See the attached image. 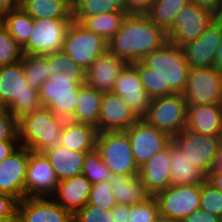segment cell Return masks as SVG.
<instances>
[{
  "mask_svg": "<svg viewBox=\"0 0 222 222\" xmlns=\"http://www.w3.org/2000/svg\"><path fill=\"white\" fill-rule=\"evenodd\" d=\"M133 64L137 67L143 87L151 98L184 92L190 65L182 47L168 41Z\"/></svg>",
  "mask_w": 222,
  "mask_h": 222,
  "instance_id": "obj_1",
  "label": "cell"
},
{
  "mask_svg": "<svg viewBox=\"0 0 222 222\" xmlns=\"http://www.w3.org/2000/svg\"><path fill=\"white\" fill-rule=\"evenodd\" d=\"M167 42V33L147 14H127L119 31L108 41L107 50L133 64Z\"/></svg>",
  "mask_w": 222,
  "mask_h": 222,
  "instance_id": "obj_2",
  "label": "cell"
},
{
  "mask_svg": "<svg viewBox=\"0 0 222 222\" xmlns=\"http://www.w3.org/2000/svg\"><path fill=\"white\" fill-rule=\"evenodd\" d=\"M0 105L16 120L42 107L39 90L26 81L21 61L0 67Z\"/></svg>",
  "mask_w": 222,
  "mask_h": 222,
  "instance_id": "obj_3",
  "label": "cell"
},
{
  "mask_svg": "<svg viewBox=\"0 0 222 222\" xmlns=\"http://www.w3.org/2000/svg\"><path fill=\"white\" fill-rule=\"evenodd\" d=\"M64 121L46 107L22 116L17 120L20 146L41 153L57 146Z\"/></svg>",
  "mask_w": 222,
  "mask_h": 222,
  "instance_id": "obj_4",
  "label": "cell"
},
{
  "mask_svg": "<svg viewBox=\"0 0 222 222\" xmlns=\"http://www.w3.org/2000/svg\"><path fill=\"white\" fill-rule=\"evenodd\" d=\"M95 150L112 175H138L139 167L125 131L98 132Z\"/></svg>",
  "mask_w": 222,
  "mask_h": 222,
  "instance_id": "obj_5",
  "label": "cell"
},
{
  "mask_svg": "<svg viewBox=\"0 0 222 222\" xmlns=\"http://www.w3.org/2000/svg\"><path fill=\"white\" fill-rule=\"evenodd\" d=\"M85 82H74V76L55 74L41 85L39 100L42 107L48 108L54 115L70 120L75 113L79 85Z\"/></svg>",
  "mask_w": 222,
  "mask_h": 222,
  "instance_id": "obj_6",
  "label": "cell"
},
{
  "mask_svg": "<svg viewBox=\"0 0 222 222\" xmlns=\"http://www.w3.org/2000/svg\"><path fill=\"white\" fill-rule=\"evenodd\" d=\"M107 45L100 35L73 19L65 33L63 52L86 71L107 51Z\"/></svg>",
  "mask_w": 222,
  "mask_h": 222,
  "instance_id": "obj_7",
  "label": "cell"
},
{
  "mask_svg": "<svg viewBox=\"0 0 222 222\" xmlns=\"http://www.w3.org/2000/svg\"><path fill=\"white\" fill-rule=\"evenodd\" d=\"M188 106L183 94L152 98L151 106L144 118L154 128L174 138L187 125Z\"/></svg>",
  "mask_w": 222,
  "mask_h": 222,
  "instance_id": "obj_8",
  "label": "cell"
},
{
  "mask_svg": "<svg viewBox=\"0 0 222 222\" xmlns=\"http://www.w3.org/2000/svg\"><path fill=\"white\" fill-rule=\"evenodd\" d=\"M216 18L209 10L189 2L180 10L172 27L166 32L167 39L182 47L197 40Z\"/></svg>",
  "mask_w": 222,
  "mask_h": 222,
  "instance_id": "obj_9",
  "label": "cell"
},
{
  "mask_svg": "<svg viewBox=\"0 0 222 222\" xmlns=\"http://www.w3.org/2000/svg\"><path fill=\"white\" fill-rule=\"evenodd\" d=\"M173 141L180 146L193 165L208 175L214 168L222 137L205 136L185 127Z\"/></svg>",
  "mask_w": 222,
  "mask_h": 222,
  "instance_id": "obj_10",
  "label": "cell"
},
{
  "mask_svg": "<svg viewBox=\"0 0 222 222\" xmlns=\"http://www.w3.org/2000/svg\"><path fill=\"white\" fill-rule=\"evenodd\" d=\"M182 94L187 106L219 104L222 97V72L214 67L190 68Z\"/></svg>",
  "mask_w": 222,
  "mask_h": 222,
  "instance_id": "obj_11",
  "label": "cell"
},
{
  "mask_svg": "<svg viewBox=\"0 0 222 222\" xmlns=\"http://www.w3.org/2000/svg\"><path fill=\"white\" fill-rule=\"evenodd\" d=\"M73 19H33V32L22 48L23 54L46 55L63 51L64 37Z\"/></svg>",
  "mask_w": 222,
  "mask_h": 222,
  "instance_id": "obj_12",
  "label": "cell"
},
{
  "mask_svg": "<svg viewBox=\"0 0 222 222\" xmlns=\"http://www.w3.org/2000/svg\"><path fill=\"white\" fill-rule=\"evenodd\" d=\"M154 197L159 213L182 221L200 208V184L168 186Z\"/></svg>",
  "mask_w": 222,
  "mask_h": 222,
  "instance_id": "obj_13",
  "label": "cell"
},
{
  "mask_svg": "<svg viewBox=\"0 0 222 222\" xmlns=\"http://www.w3.org/2000/svg\"><path fill=\"white\" fill-rule=\"evenodd\" d=\"M134 159L142 166L155 153L165 149L173 140L167 133L154 128L145 119H139L126 129Z\"/></svg>",
  "mask_w": 222,
  "mask_h": 222,
  "instance_id": "obj_14",
  "label": "cell"
},
{
  "mask_svg": "<svg viewBox=\"0 0 222 222\" xmlns=\"http://www.w3.org/2000/svg\"><path fill=\"white\" fill-rule=\"evenodd\" d=\"M111 92L119 95L138 119L147 116L152 98L144 89L139 71L134 64L127 63L121 70Z\"/></svg>",
  "mask_w": 222,
  "mask_h": 222,
  "instance_id": "obj_15",
  "label": "cell"
},
{
  "mask_svg": "<svg viewBox=\"0 0 222 222\" xmlns=\"http://www.w3.org/2000/svg\"><path fill=\"white\" fill-rule=\"evenodd\" d=\"M59 181L44 153L29 150L25 197H52Z\"/></svg>",
  "mask_w": 222,
  "mask_h": 222,
  "instance_id": "obj_16",
  "label": "cell"
},
{
  "mask_svg": "<svg viewBox=\"0 0 222 222\" xmlns=\"http://www.w3.org/2000/svg\"><path fill=\"white\" fill-rule=\"evenodd\" d=\"M28 161L29 149L23 146L0 161V193L8 194L17 201L25 198Z\"/></svg>",
  "mask_w": 222,
  "mask_h": 222,
  "instance_id": "obj_17",
  "label": "cell"
},
{
  "mask_svg": "<svg viewBox=\"0 0 222 222\" xmlns=\"http://www.w3.org/2000/svg\"><path fill=\"white\" fill-rule=\"evenodd\" d=\"M19 222H74V214L52 197H25L17 202Z\"/></svg>",
  "mask_w": 222,
  "mask_h": 222,
  "instance_id": "obj_18",
  "label": "cell"
},
{
  "mask_svg": "<svg viewBox=\"0 0 222 222\" xmlns=\"http://www.w3.org/2000/svg\"><path fill=\"white\" fill-rule=\"evenodd\" d=\"M220 40L221 17H217L197 40L182 46L190 68L213 67Z\"/></svg>",
  "mask_w": 222,
  "mask_h": 222,
  "instance_id": "obj_19",
  "label": "cell"
},
{
  "mask_svg": "<svg viewBox=\"0 0 222 222\" xmlns=\"http://www.w3.org/2000/svg\"><path fill=\"white\" fill-rule=\"evenodd\" d=\"M138 120L119 95L112 92L103 93L98 132L125 131Z\"/></svg>",
  "mask_w": 222,
  "mask_h": 222,
  "instance_id": "obj_20",
  "label": "cell"
},
{
  "mask_svg": "<svg viewBox=\"0 0 222 222\" xmlns=\"http://www.w3.org/2000/svg\"><path fill=\"white\" fill-rule=\"evenodd\" d=\"M126 64L107 50L86 70L85 84L102 93L111 92L118 74Z\"/></svg>",
  "mask_w": 222,
  "mask_h": 222,
  "instance_id": "obj_21",
  "label": "cell"
},
{
  "mask_svg": "<svg viewBox=\"0 0 222 222\" xmlns=\"http://www.w3.org/2000/svg\"><path fill=\"white\" fill-rule=\"evenodd\" d=\"M170 143L139 167L138 176L151 196L170 186Z\"/></svg>",
  "mask_w": 222,
  "mask_h": 222,
  "instance_id": "obj_22",
  "label": "cell"
},
{
  "mask_svg": "<svg viewBox=\"0 0 222 222\" xmlns=\"http://www.w3.org/2000/svg\"><path fill=\"white\" fill-rule=\"evenodd\" d=\"M92 183L83 175H77L58 183L52 198L64 209L75 214L89 198Z\"/></svg>",
  "mask_w": 222,
  "mask_h": 222,
  "instance_id": "obj_23",
  "label": "cell"
},
{
  "mask_svg": "<svg viewBox=\"0 0 222 222\" xmlns=\"http://www.w3.org/2000/svg\"><path fill=\"white\" fill-rule=\"evenodd\" d=\"M186 128L205 136L222 137L220 104L188 106Z\"/></svg>",
  "mask_w": 222,
  "mask_h": 222,
  "instance_id": "obj_24",
  "label": "cell"
},
{
  "mask_svg": "<svg viewBox=\"0 0 222 222\" xmlns=\"http://www.w3.org/2000/svg\"><path fill=\"white\" fill-rule=\"evenodd\" d=\"M91 151H73L57 145L45 150L43 153L49 159L58 181L72 178L82 174L85 156Z\"/></svg>",
  "mask_w": 222,
  "mask_h": 222,
  "instance_id": "obj_25",
  "label": "cell"
},
{
  "mask_svg": "<svg viewBox=\"0 0 222 222\" xmlns=\"http://www.w3.org/2000/svg\"><path fill=\"white\" fill-rule=\"evenodd\" d=\"M170 186L201 184L207 175L187 158L173 140L170 142Z\"/></svg>",
  "mask_w": 222,
  "mask_h": 222,
  "instance_id": "obj_26",
  "label": "cell"
},
{
  "mask_svg": "<svg viewBox=\"0 0 222 222\" xmlns=\"http://www.w3.org/2000/svg\"><path fill=\"white\" fill-rule=\"evenodd\" d=\"M97 128L90 124L65 120L58 145L73 151H93L96 146Z\"/></svg>",
  "mask_w": 222,
  "mask_h": 222,
  "instance_id": "obj_27",
  "label": "cell"
},
{
  "mask_svg": "<svg viewBox=\"0 0 222 222\" xmlns=\"http://www.w3.org/2000/svg\"><path fill=\"white\" fill-rule=\"evenodd\" d=\"M109 183L117 204L132 206L151 197L138 175H112Z\"/></svg>",
  "mask_w": 222,
  "mask_h": 222,
  "instance_id": "obj_28",
  "label": "cell"
},
{
  "mask_svg": "<svg viewBox=\"0 0 222 222\" xmlns=\"http://www.w3.org/2000/svg\"><path fill=\"white\" fill-rule=\"evenodd\" d=\"M102 96V92L86 84L79 85L77 106L74 116L70 120L93 125L98 131Z\"/></svg>",
  "mask_w": 222,
  "mask_h": 222,
  "instance_id": "obj_29",
  "label": "cell"
},
{
  "mask_svg": "<svg viewBox=\"0 0 222 222\" xmlns=\"http://www.w3.org/2000/svg\"><path fill=\"white\" fill-rule=\"evenodd\" d=\"M20 7L33 19H73L68 0H26Z\"/></svg>",
  "mask_w": 222,
  "mask_h": 222,
  "instance_id": "obj_30",
  "label": "cell"
},
{
  "mask_svg": "<svg viewBox=\"0 0 222 222\" xmlns=\"http://www.w3.org/2000/svg\"><path fill=\"white\" fill-rule=\"evenodd\" d=\"M126 15L127 13H105L91 17H73V19L108 42L119 31Z\"/></svg>",
  "mask_w": 222,
  "mask_h": 222,
  "instance_id": "obj_31",
  "label": "cell"
},
{
  "mask_svg": "<svg viewBox=\"0 0 222 222\" xmlns=\"http://www.w3.org/2000/svg\"><path fill=\"white\" fill-rule=\"evenodd\" d=\"M1 24L8 30L9 34L21 48L29 42L34 22L33 18L21 7L4 13Z\"/></svg>",
  "mask_w": 222,
  "mask_h": 222,
  "instance_id": "obj_32",
  "label": "cell"
},
{
  "mask_svg": "<svg viewBox=\"0 0 222 222\" xmlns=\"http://www.w3.org/2000/svg\"><path fill=\"white\" fill-rule=\"evenodd\" d=\"M73 17H91L107 13H126L123 0H70Z\"/></svg>",
  "mask_w": 222,
  "mask_h": 222,
  "instance_id": "obj_33",
  "label": "cell"
},
{
  "mask_svg": "<svg viewBox=\"0 0 222 222\" xmlns=\"http://www.w3.org/2000/svg\"><path fill=\"white\" fill-rule=\"evenodd\" d=\"M188 3L189 0H156L147 15L156 26L167 32L177 14Z\"/></svg>",
  "mask_w": 222,
  "mask_h": 222,
  "instance_id": "obj_34",
  "label": "cell"
},
{
  "mask_svg": "<svg viewBox=\"0 0 222 222\" xmlns=\"http://www.w3.org/2000/svg\"><path fill=\"white\" fill-rule=\"evenodd\" d=\"M48 77L57 73L74 76V82H85L86 71L63 51L47 54Z\"/></svg>",
  "mask_w": 222,
  "mask_h": 222,
  "instance_id": "obj_35",
  "label": "cell"
},
{
  "mask_svg": "<svg viewBox=\"0 0 222 222\" xmlns=\"http://www.w3.org/2000/svg\"><path fill=\"white\" fill-rule=\"evenodd\" d=\"M26 81L31 87L40 89L41 85L48 79V65L46 55H27L21 58Z\"/></svg>",
  "mask_w": 222,
  "mask_h": 222,
  "instance_id": "obj_36",
  "label": "cell"
},
{
  "mask_svg": "<svg viewBox=\"0 0 222 222\" xmlns=\"http://www.w3.org/2000/svg\"><path fill=\"white\" fill-rule=\"evenodd\" d=\"M82 174L93 184L109 181L112 173L101 160L96 150L88 152L82 168Z\"/></svg>",
  "mask_w": 222,
  "mask_h": 222,
  "instance_id": "obj_37",
  "label": "cell"
},
{
  "mask_svg": "<svg viewBox=\"0 0 222 222\" xmlns=\"http://www.w3.org/2000/svg\"><path fill=\"white\" fill-rule=\"evenodd\" d=\"M23 51L8 30L0 24V67L21 61Z\"/></svg>",
  "mask_w": 222,
  "mask_h": 222,
  "instance_id": "obj_38",
  "label": "cell"
},
{
  "mask_svg": "<svg viewBox=\"0 0 222 222\" xmlns=\"http://www.w3.org/2000/svg\"><path fill=\"white\" fill-rule=\"evenodd\" d=\"M218 217L222 216V192L207 179L200 184V208Z\"/></svg>",
  "mask_w": 222,
  "mask_h": 222,
  "instance_id": "obj_39",
  "label": "cell"
},
{
  "mask_svg": "<svg viewBox=\"0 0 222 222\" xmlns=\"http://www.w3.org/2000/svg\"><path fill=\"white\" fill-rule=\"evenodd\" d=\"M87 204L110 210L117 205L109 181L93 183Z\"/></svg>",
  "mask_w": 222,
  "mask_h": 222,
  "instance_id": "obj_40",
  "label": "cell"
},
{
  "mask_svg": "<svg viewBox=\"0 0 222 222\" xmlns=\"http://www.w3.org/2000/svg\"><path fill=\"white\" fill-rule=\"evenodd\" d=\"M158 213L157 200L151 196L143 203L130 206V213L127 214L126 222H152Z\"/></svg>",
  "mask_w": 222,
  "mask_h": 222,
  "instance_id": "obj_41",
  "label": "cell"
},
{
  "mask_svg": "<svg viewBox=\"0 0 222 222\" xmlns=\"http://www.w3.org/2000/svg\"><path fill=\"white\" fill-rule=\"evenodd\" d=\"M74 222H115L112 209L94 207L86 204L74 214Z\"/></svg>",
  "mask_w": 222,
  "mask_h": 222,
  "instance_id": "obj_42",
  "label": "cell"
},
{
  "mask_svg": "<svg viewBox=\"0 0 222 222\" xmlns=\"http://www.w3.org/2000/svg\"><path fill=\"white\" fill-rule=\"evenodd\" d=\"M0 141H20L17 120L6 108L0 110Z\"/></svg>",
  "mask_w": 222,
  "mask_h": 222,
  "instance_id": "obj_43",
  "label": "cell"
},
{
  "mask_svg": "<svg viewBox=\"0 0 222 222\" xmlns=\"http://www.w3.org/2000/svg\"><path fill=\"white\" fill-rule=\"evenodd\" d=\"M156 0H123L127 14H147Z\"/></svg>",
  "mask_w": 222,
  "mask_h": 222,
  "instance_id": "obj_44",
  "label": "cell"
},
{
  "mask_svg": "<svg viewBox=\"0 0 222 222\" xmlns=\"http://www.w3.org/2000/svg\"><path fill=\"white\" fill-rule=\"evenodd\" d=\"M17 200L12 196L0 193V219L6 217H18Z\"/></svg>",
  "mask_w": 222,
  "mask_h": 222,
  "instance_id": "obj_45",
  "label": "cell"
},
{
  "mask_svg": "<svg viewBox=\"0 0 222 222\" xmlns=\"http://www.w3.org/2000/svg\"><path fill=\"white\" fill-rule=\"evenodd\" d=\"M181 222H220V217L208 213L206 210H195Z\"/></svg>",
  "mask_w": 222,
  "mask_h": 222,
  "instance_id": "obj_46",
  "label": "cell"
},
{
  "mask_svg": "<svg viewBox=\"0 0 222 222\" xmlns=\"http://www.w3.org/2000/svg\"><path fill=\"white\" fill-rule=\"evenodd\" d=\"M189 2L209 10L217 17H222V0H189Z\"/></svg>",
  "mask_w": 222,
  "mask_h": 222,
  "instance_id": "obj_47",
  "label": "cell"
},
{
  "mask_svg": "<svg viewBox=\"0 0 222 222\" xmlns=\"http://www.w3.org/2000/svg\"><path fill=\"white\" fill-rule=\"evenodd\" d=\"M20 147V141H0V161L9 157Z\"/></svg>",
  "mask_w": 222,
  "mask_h": 222,
  "instance_id": "obj_48",
  "label": "cell"
},
{
  "mask_svg": "<svg viewBox=\"0 0 222 222\" xmlns=\"http://www.w3.org/2000/svg\"><path fill=\"white\" fill-rule=\"evenodd\" d=\"M115 222H126L127 214L130 213V206L117 204L112 208Z\"/></svg>",
  "mask_w": 222,
  "mask_h": 222,
  "instance_id": "obj_49",
  "label": "cell"
},
{
  "mask_svg": "<svg viewBox=\"0 0 222 222\" xmlns=\"http://www.w3.org/2000/svg\"><path fill=\"white\" fill-rule=\"evenodd\" d=\"M207 180L222 192V171L211 170L207 175Z\"/></svg>",
  "mask_w": 222,
  "mask_h": 222,
  "instance_id": "obj_50",
  "label": "cell"
},
{
  "mask_svg": "<svg viewBox=\"0 0 222 222\" xmlns=\"http://www.w3.org/2000/svg\"><path fill=\"white\" fill-rule=\"evenodd\" d=\"M17 8H20L17 0H0V15Z\"/></svg>",
  "mask_w": 222,
  "mask_h": 222,
  "instance_id": "obj_51",
  "label": "cell"
},
{
  "mask_svg": "<svg viewBox=\"0 0 222 222\" xmlns=\"http://www.w3.org/2000/svg\"><path fill=\"white\" fill-rule=\"evenodd\" d=\"M213 67L222 72V17H221V40L216 50Z\"/></svg>",
  "mask_w": 222,
  "mask_h": 222,
  "instance_id": "obj_52",
  "label": "cell"
},
{
  "mask_svg": "<svg viewBox=\"0 0 222 222\" xmlns=\"http://www.w3.org/2000/svg\"><path fill=\"white\" fill-rule=\"evenodd\" d=\"M212 170L222 171V143L220 144L219 152Z\"/></svg>",
  "mask_w": 222,
  "mask_h": 222,
  "instance_id": "obj_53",
  "label": "cell"
},
{
  "mask_svg": "<svg viewBox=\"0 0 222 222\" xmlns=\"http://www.w3.org/2000/svg\"><path fill=\"white\" fill-rule=\"evenodd\" d=\"M152 222H181V221L172 219L169 216H165L161 213H158Z\"/></svg>",
  "mask_w": 222,
  "mask_h": 222,
  "instance_id": "obj_54",
  "label": "cell"
},
{
  "mask_svg": "<svg viewBox=\"0 0 222 222\" xmlns=\"http://www.w3.org/2000/svg\"><path fill=\"white\" fill-rule=\"evenodd\" d=\"M0 222H19L18 217H6L3 219H0Z\"/></svg>",
  "mask_w": 222,
  "mask_h": 222,
  "instance_id": "obj_55",
  "label": "cell"
},
{
  "mask_svg": "<svg viewBox=\"0 0 222 222\" xmlns=\"http://www.w3.org/2000/svg\"><path fill=\"white\" fill-rule=\"evenodd\" d=\"M26 0H17L18 4L21 5L22 3H24Z\"/></svg>",
  "mask_w": 222,
  "mask_h": 222,
  "instance_id": "obj_56",
  "label": "cell"
},
{
  "mask_svg": "<svg viewBox=\"0 0 222 222\" xmlns=\"http://www.w3.org/2000/svg\"><path fill=\"white\" fill-rule=\"evenodd\" d=\"M220 109H221V112H222V97H221V99H220Z\"/></svg>",
  "mask_w": 222,
  "mask_h": 222,
  "instance_id": "obj_57",
  "label": "cell"
},
{
  "mask_svg": "<svg viewBox=\"0 0 222 222\" xmlns=\"http://www.w3.org/2000/svg\"><path fill=\"white\" fill-rule=\"evenodd\" d=\"M2 23V15H0V24Z\"/></svg>",
  "mask_w": 222,
  "mask_h": 222,
  "instance_id": "obj_58",
  "label": "cell"
}]
</instances>
